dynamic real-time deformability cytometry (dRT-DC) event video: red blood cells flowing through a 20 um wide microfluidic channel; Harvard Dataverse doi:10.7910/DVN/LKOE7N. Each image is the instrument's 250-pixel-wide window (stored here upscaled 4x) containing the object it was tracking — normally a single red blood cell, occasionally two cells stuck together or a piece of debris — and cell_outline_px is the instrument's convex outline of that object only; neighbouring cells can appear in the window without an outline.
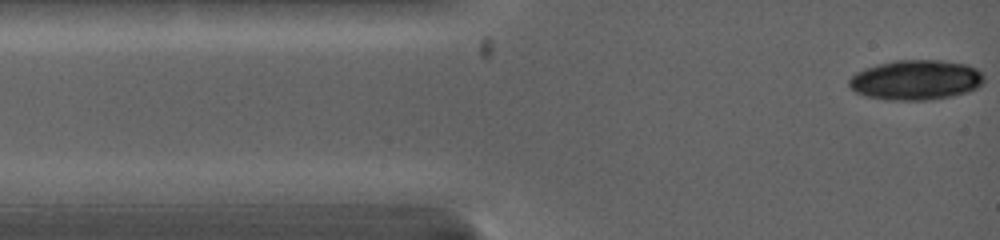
{"species": "common noctule bat (a hibernating species)", "species_latin": "Nyctalus noctula", "temperature_condition": "warm", "stored_images_in_passage": 7, "camera_frame_rate_fps": 5000, "um_per_image_px": 0.085, "animal": {"sex": "female", "body_mass_g": 19.0, "forearm_length_mm": 53.3}, "frame": {"image": 1, "passage_image": 7, "time_ms": 1.0, "image_size_px": [1000, 240], "cell_outline_px": [[984, 80], [976, 88], [968, 92], [952, 96], [928, 100], [888, 100], [864, 96], [856, 92], [848, 84], [848, 80], [856, 72], [864, 68], [896, 60], [940, 60], [968, 64], [976, 68], [984, 76]], "centroid_in_image_um": [77.85, 6.8], "position_along_channel_um": 7.2, "area_um2": 31.5}}